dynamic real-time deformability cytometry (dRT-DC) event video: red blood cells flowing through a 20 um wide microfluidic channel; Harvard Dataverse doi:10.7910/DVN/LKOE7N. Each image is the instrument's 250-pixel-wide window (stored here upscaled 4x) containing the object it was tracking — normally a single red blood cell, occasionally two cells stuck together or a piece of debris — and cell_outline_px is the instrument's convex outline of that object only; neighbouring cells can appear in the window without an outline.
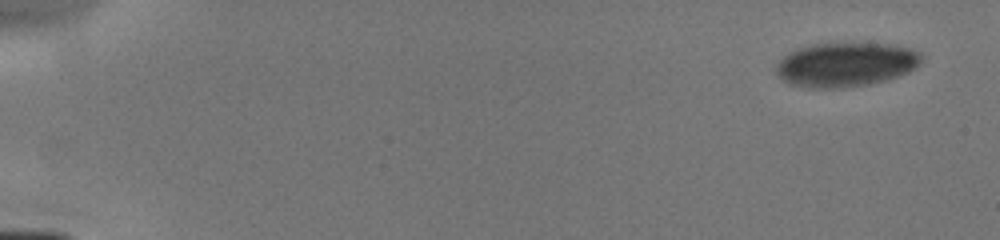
{"species": "human", "species_latin": "Homo sapiens", "temperature_condition": "cold", "stored_images_in_passage": 6, "camera_frame_rate_fps": 3000, "um_per_image_px": 0.085, "donor": {"sex": "male"}, "frame": {"image": 1, "passage_image": 1, "time_ms": 0.0, "image_size_px": [1000, 240], "cell_outline_px": [[920, 56], [916, 68], [900, 76], [868, 84], [836, 88], [808, 88], [788, 84], [776, 72], [776, 64], [788, 52], [796, 48], [812, 44], [892, 44], [908, 48], [920, 52]], "centroid_in_image_um": [71.84, 5.49], "position_along_channel_um": 13.2, "area_um2": 37.17}}
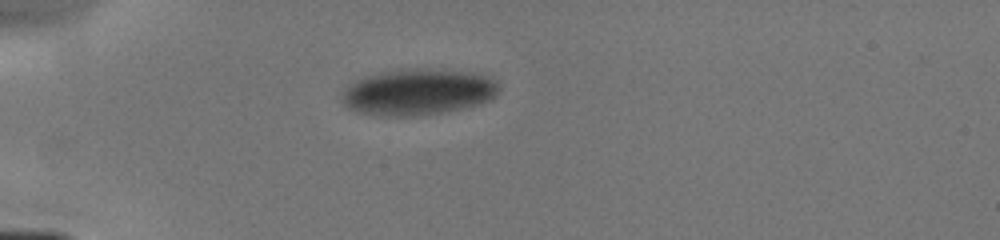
{"frame": {"image": 2, "passage_image": 6, "time_ms": 4.0, "image_size_px": [1000, 240], "cell_outline_px": [[500, 88], [496, 96], [492, 100], [480, 104], [464, 108], [440, 112], [412, 116], [380, 116], [360, 112], [348, 108], [340, 100], [340, 96], [348, 84], [364, 76], [396, 68], [428, 68], [472, 72], [496, 80], [500, 84]], "centroid_in_image_um": [35.53, 7.8], "position_along_channel_um": 49.5, "area_um2": 42.95}}